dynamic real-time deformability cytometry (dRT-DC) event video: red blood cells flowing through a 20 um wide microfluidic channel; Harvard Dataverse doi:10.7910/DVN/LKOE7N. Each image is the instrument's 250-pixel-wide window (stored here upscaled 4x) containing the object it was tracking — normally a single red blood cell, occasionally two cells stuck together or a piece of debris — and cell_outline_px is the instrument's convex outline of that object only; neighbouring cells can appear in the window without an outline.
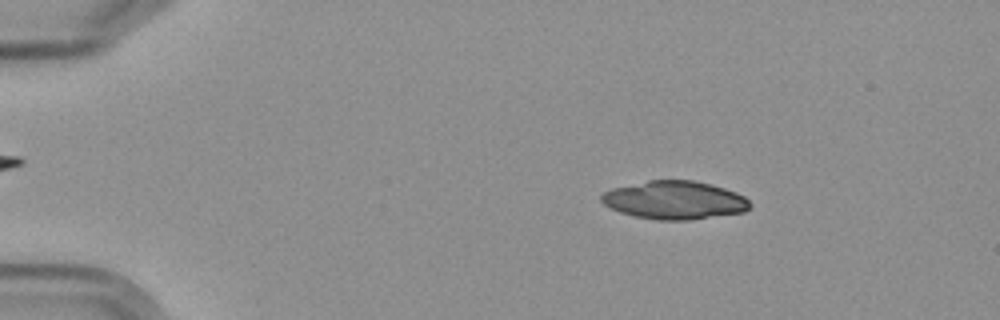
{"species": "Egyptian fruit bat (a non-hibernating species)", "species_latin": "Rousettus aegyptiacus", "temperature_condition": "cold", "stored_images_in_passage": 4, "camera_frame_rate_fps": 3000, "um_per_image_px": 0.085, "frame": {"image": 1, "passage_image": 2, "time_ms": 2.0, "image_size_px": [1000, 320], "cell_outline_px": [[752, 204], [744, 212], [688, 220], [660, 220], [636, 216], [620, 212], [604, 204], [600, 200], [600, 196], [604, 192], [612, 188], [648, 180], [692, 180], [712, 184], [736, 192], [744, 196]], "centroid_in_image_um": [57.34, 17.0], "position_along_channel_um": 27.7, "area_um2": 33.0}}